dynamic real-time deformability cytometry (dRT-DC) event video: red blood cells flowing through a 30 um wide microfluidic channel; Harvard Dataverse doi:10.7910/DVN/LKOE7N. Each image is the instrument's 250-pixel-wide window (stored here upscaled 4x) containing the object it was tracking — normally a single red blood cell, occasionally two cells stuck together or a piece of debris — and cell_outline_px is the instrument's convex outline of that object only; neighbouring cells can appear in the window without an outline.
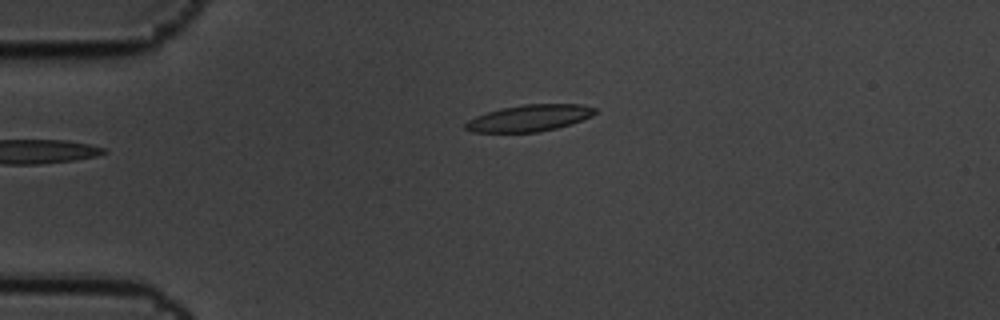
{"species": "common noctule bat (a hibernating species)", "species_latin": "Nyctalus noctula", "temperature_condition": "cold", "stored_images_in_passage": 4, "camera_frame_rate_fps": 3000, "um_per_image_px": 0.085, "animal": {"sex": "male", "body_mass_g": 19.5, "forearm_length_mm": 54.6}, "frame": {"image": 1, "passage_image": 2, "time_ms": 0.333, "image_size_px": [1000, 320], "cell_outline_px": [[596, 112], [592, 116], [572, 124], [540, 132], [472, 132], [464, 128], [464, 124], [468, 120], [476, 116], [488, 112], [504, 108], [524, 104], [580, 104], [596, 108]], "centroid_in_image_um": [45.01, 10.04], "position_along_channel_um": 40.0, "area_um2": 20.0}}
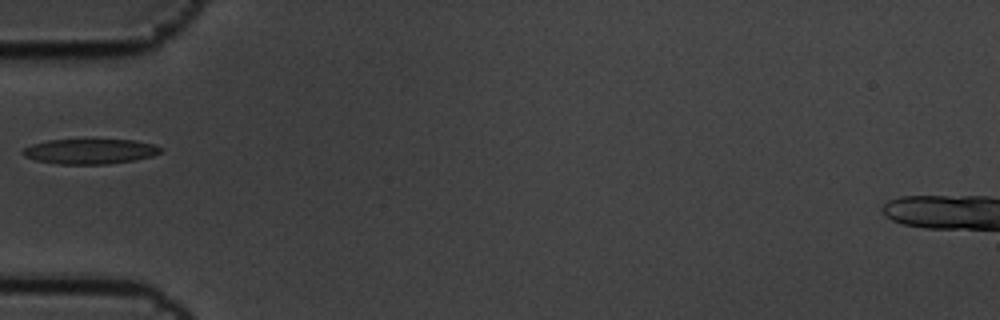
{"frame": {"image": 2, "passage_image": 4, "time_ms": 1.0, "image_size_px": [1000, 320], "cell_outline_px": [[164, 148], [160, 152], [152, 156], [132, 160], [108, 164], [56, 164], [36, 160], [24, 156], [20, 152], [24, 148], [32, 144], [48, 140], [92, 136], [136, 140], [152, 144]], "centroid_in_image_um": [7.64, 12.8], "position_along_channel_um": 77.4, "area_um2": 21.33}}